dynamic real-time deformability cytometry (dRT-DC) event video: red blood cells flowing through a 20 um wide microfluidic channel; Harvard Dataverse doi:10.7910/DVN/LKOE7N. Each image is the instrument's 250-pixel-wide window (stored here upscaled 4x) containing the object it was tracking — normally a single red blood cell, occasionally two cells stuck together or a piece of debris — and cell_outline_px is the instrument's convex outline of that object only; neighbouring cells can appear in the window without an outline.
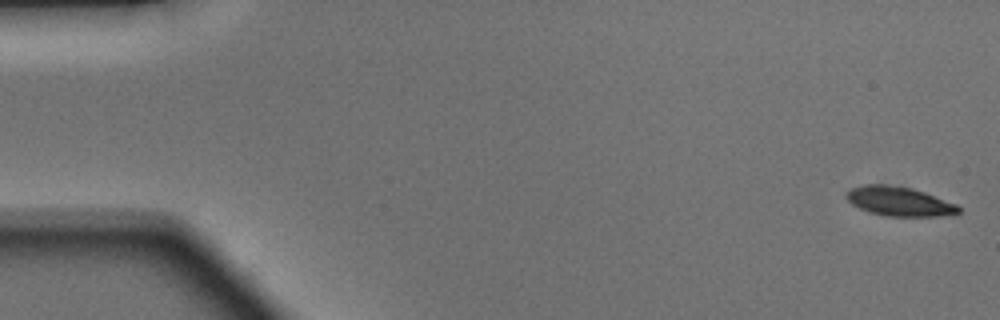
{"species": "Egyptian fruit bat (a non-hibernating species)", "species_latin": "Rousettus aegyptiacus", "temperature_condition": "warm", "stored_images_in_passage": 48, "camera_frame_rate_fps": 3000, "um_per_image_px": 0.085, "animal": {"sex": "male"}, "frame": {"image": 1, "passage_image": 1, "time_ms": 0.0, "image_size_px": [1000, 320], "cell_outline_px": [[960, 212], [940, 216], [888, 216], [872, 212], [860, 208], [852, 204], [848, 200], [848, 188], [864, 184], [888, 184], [912, 188], [924, 192], [956, 204], [960, 208]], "centroid_in_image_um": [76.42, 17.1], "position_along_channel_um": 8.6, "area_um2": 18.9}}
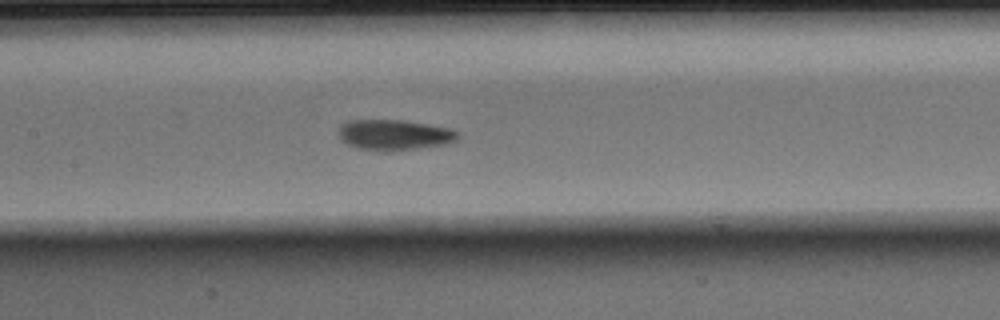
{"frame": {"image": 2, "passage_image": 23, "time_ms": 7.333, "image_size_px": [1000, 320], "cell_outline_px": [[460, 136], [456, 140], [444, 144], [412, 148], [356, 148], [340, 140], [340, 124], [348, 120], [404, 120], [452, 128], [460, 132]], "centroid_in_image_um": [33.55, 11.4], "position_along_channel_um": 173.9, "area_um2": 20.46}}
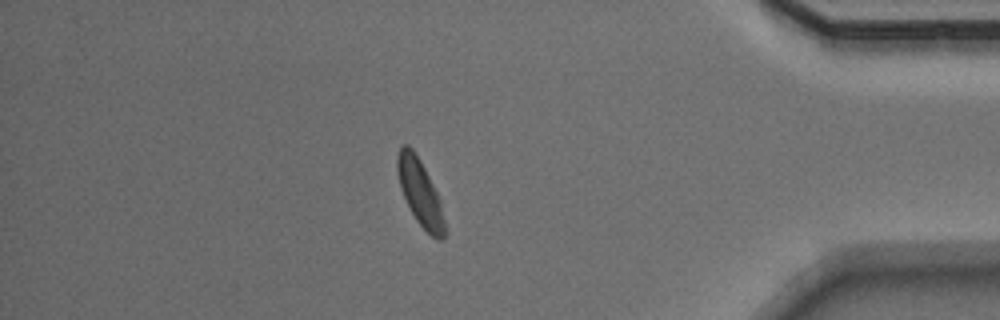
{"frame": {"image": 3, "passage_image": 42, "time_ms": 13.667, "image_size_px": [1000, 320], "cell_outline_px": [[448, 232], [440, 240], [436, 240], [416, 220], [400, 188], [396, 172], [396, 156], [400, 148], [404, 144], [408, 144], [412, 148], [420, 160], [440, 200]], "centroid_in_image_um": [35.71, 16.38], "position_along_channel_um": 399.5, "area_um2": 18.21}, "authors_computed_cell_mechanics": {"area_um2": 19.7098, "velocity_mm_per_s": 4.1367, "shape_relaxation_time_tau1_ms": 3.6845, "shape_relaxation_time_tau2_ms": 1.7802, "deformation_change_tau1": 0.1261, "deformation_change_tau2": 0.0586}}